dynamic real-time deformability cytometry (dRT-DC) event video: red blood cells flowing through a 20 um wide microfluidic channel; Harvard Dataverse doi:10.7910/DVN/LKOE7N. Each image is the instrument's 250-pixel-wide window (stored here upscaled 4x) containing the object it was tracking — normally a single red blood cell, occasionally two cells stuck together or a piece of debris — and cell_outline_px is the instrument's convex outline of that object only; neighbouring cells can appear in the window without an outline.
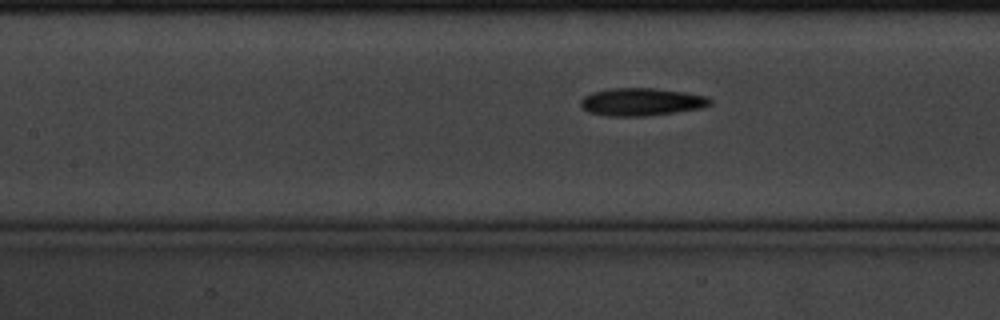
{"species": "common noctule bat (a hibernating species)", "species_latin": "Nyctalus noctula", "temperature_condition": "cold", "stored_images_in_passage": 24, "camera_frame_rate_fps": 3000, "um_per_image_px": 0.085, "animal": {"sex": "male", "body_mass_g": 20.1, "forearm_length_mm": 53.5}, "frame": {"image": 1, "passage_image": 21, "time_ms": 6.667, "image_size_px": [1000, 320], "cell_outline_px": [[712, 104], [704, 108], [676, 112], [644, 116], [608, 116], [588, 112], [580, 104], [580, 100], [584, 96], [592, 92], [612, 88], [656, 88], [684, 92], [708, 96], [712, 100]], "centroid_in_image_um": [54.56, 8.66], "position_along_channel_um": 152.8, "area_um2": 21.04}}